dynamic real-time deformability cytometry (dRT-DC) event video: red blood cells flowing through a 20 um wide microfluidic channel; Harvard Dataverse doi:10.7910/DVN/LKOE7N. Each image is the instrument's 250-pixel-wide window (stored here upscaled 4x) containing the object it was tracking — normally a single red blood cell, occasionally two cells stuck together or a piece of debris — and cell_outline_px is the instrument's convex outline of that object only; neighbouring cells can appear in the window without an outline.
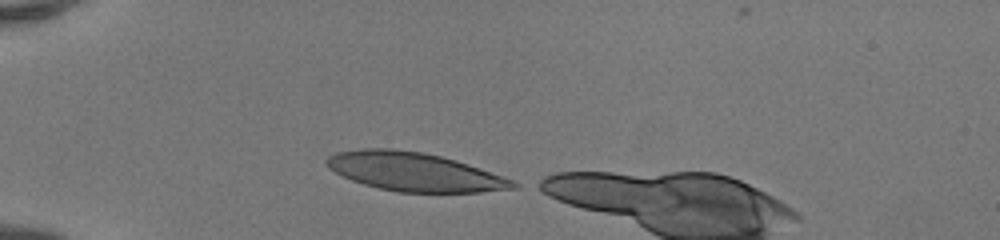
{"species": "human", "species_latin": "Homo sapiens", "temperature_condition": "room temperature", "stored_images_in_passage": 31, "camera_frame_rate_fps": 3000, "um_per_image_px": 0.085, "donor": {"sex": "female"}, "frame": {"image": 1, "passage_image": 1, "time_ms": 0.0, "image_size_px": [1000, 240], "cell_outline_px": [[520, 188], [480, 192], [396, 192], [364, 184], [352, 180], [328, 168], [324, 160], [328, 156], [336, 152], [360, 148], [392, 148], [420, 152], [440, 156], [456, 160], [468, 164], [512, 180], [520, 184]], "centroid_in_image_um": [35.2, 14.6], "position_along_channel_um": 49.8, "area_um2": 41.79}}
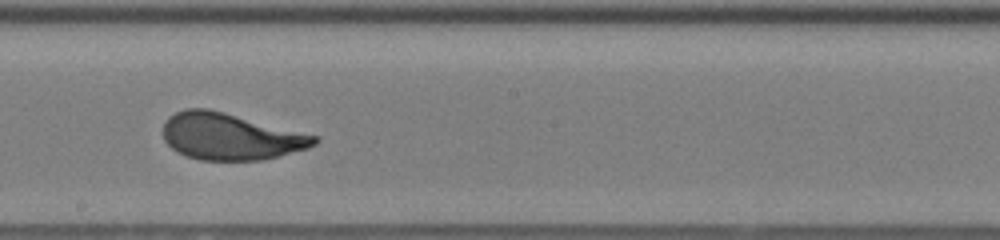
{"frame": {"image": 2, "passage_image": 16, "time_ms": 5.0, "image_size_px": [1000, 240], "cell_outline_px": [[320, 140], [316, 144], [308, 148], [260, 160], [200, 160], [176, 152], [164, 140], [164, 124], [168, 116], [184, 108], [208, 108], [320, 136]], "centroid_in_image_um": [19.59, 11.59], "position_along_channel_um": 228.6, "area_um2": 41.15}}
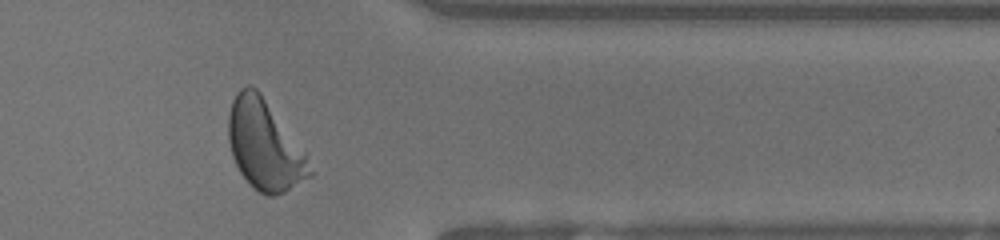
{"frame": {"image": 3, "passage_image": 28, "time_ms": 9.0, "image_size_px": [1000, 240], "cell_outline_px": [[312, 176], [284, 192], [272, 196], [268, 196], [252, 188], [240, 172], [232, 156], [228, 140], [228, 116], [232, 100], [236, 92], [240, 88], [248, 84], [256, 88], [260, 92], [304, 156], [312, 172]], "centroid_in_image_um": [22.4, 12.35], "position_along_channel_um": 389.0, "area_um2": 41.33}}